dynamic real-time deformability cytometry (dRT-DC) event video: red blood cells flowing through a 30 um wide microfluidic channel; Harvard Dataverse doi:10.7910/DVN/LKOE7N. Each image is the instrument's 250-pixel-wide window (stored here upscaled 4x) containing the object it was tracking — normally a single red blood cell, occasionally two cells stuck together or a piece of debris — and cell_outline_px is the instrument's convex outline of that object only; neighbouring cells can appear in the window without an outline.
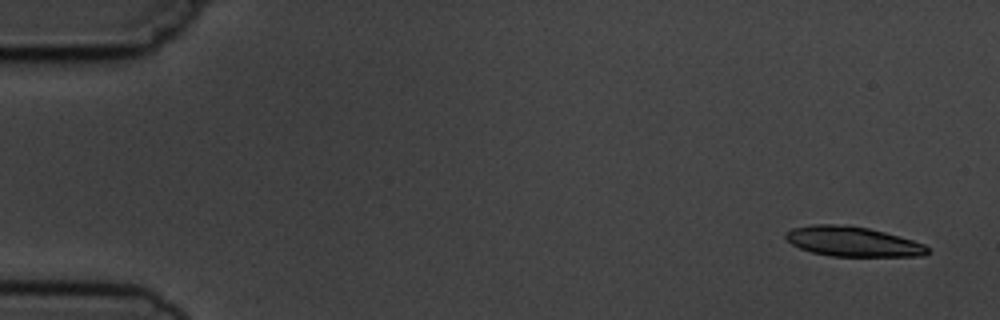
{"species": "common noctule bat (a hibernating species)", "species_latin": "Nyctalus noctula", "temperature_condition": "cold", "stored_images_in_passage": 5, "camera_frame_rate_fps": 3000, "um_per_image_px": 0.085, "animal": {"sex": "male", "body_mass_g": 19.5, "forearm_length_mm": 54.6}, "frame": {"image": 1, "passage_image": 1, "time_ms": 0.0, "image_size_px": [1000, 320], "cell_outline_px": [[928, 252], [924, 256], [832, 256], [812, 252], [800, 248], [792, 244], [784, 236], [784, 232], [792, 228], [812, 224], [848, 224], [868, 228], [900, 236], [924, 244], [928, 248]], "centroid_in_image_um": [72.45, 20.52], "position_along_channel_um": 12.5, "area_um2": 24.74}}